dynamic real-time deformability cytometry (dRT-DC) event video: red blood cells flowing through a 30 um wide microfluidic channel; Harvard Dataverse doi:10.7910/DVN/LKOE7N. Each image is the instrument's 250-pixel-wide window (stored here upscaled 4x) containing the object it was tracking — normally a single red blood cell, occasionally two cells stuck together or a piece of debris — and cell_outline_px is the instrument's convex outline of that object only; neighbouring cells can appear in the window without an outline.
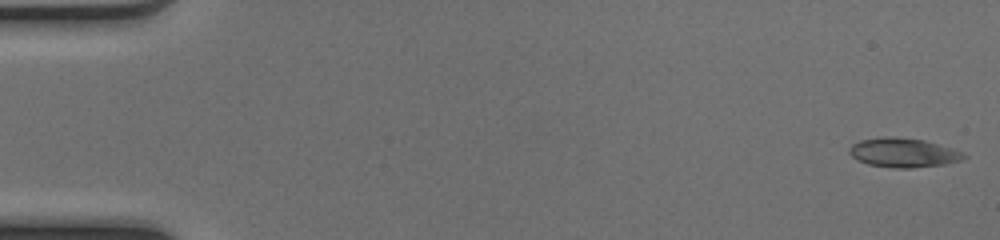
{"species": "common noctule bat (a hibernating species)", "species_latin": "Nyctalus noctula", "temperature_condition": "cold", "stored_images_in_passage": 50, "camera_frame_rate_fps": 3000, "um_per_image_px": 0.085, "animal": {"sex": "female", "body_mass_g": 17.0, "forearm_length_mm": 48.0}, "frame": {"image": 1, "passage_image": 1, "time_ms": 0.0, "image_size_px": [1000, 240], "cell_outline_px": [[968, 156], [960, 160], [944, 164], [912, 168], [892, 168], [868, 164], [856, 160], [848, 152], [848, 148], [852, 144], [860, 140], [884, 136], [892, 136], [924, 140], [964, 152]], "centroid_in_image_um": [76.75, 12.97], "position_along_channel_um": 8.3, "area_um2": 19.59}}
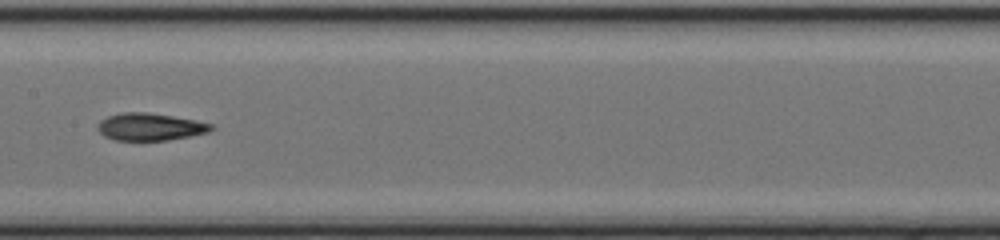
{"frame": {"image": 2, "passage_image": 26, "time_ms": 8.333, "image_size_px": [1000, 240], "cell_outline_px": [[216, 128], [208, 132], [168, 140], [116, 140], [104, 136], [96, 128], [100, 120], [108, 116], [124, 112], [144, 112], [172, 116], [196, 120], [212, 124]], "centroid_in_image_um": [12.75, 10.78], "position_along_channel_um": 194.6, "area_um2": 17.98}}
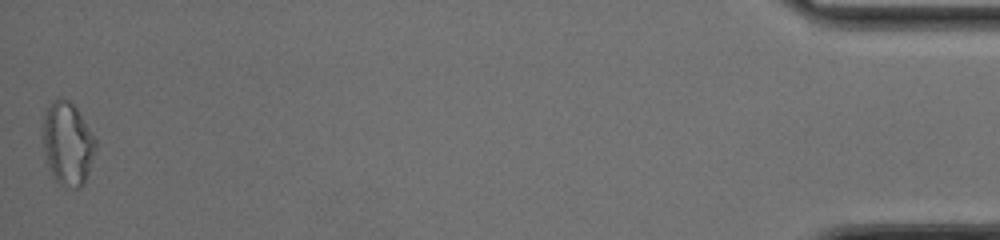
{"frame": {"image": 3, "passage_image": 50, "time_ms": 16.333, "image_size_px": [1000, 240], "cell_outline_px": [[96, 148], [84, 184], [80, 188], [76, 188], [60, 184], [52, 176], [48, 168], [40, 136], [40, 124], [52, 100], [60, 96], [68, 100], [76, 108], [96, 140]], "centroid_in_image_um": [5.69, 12.19], "position_along_channel_um": 429.5, "area_um2": 25.89}, "authors_computed_cell_mechanics": {"area_um2": 18.5827, "velocity_mm_per_s": 4.135, "shape_relaxation_time_tau1_ms": 4.6692, "shape_relaxation_time_tau2_ms": 3.4489, "deformation_change_tau1": 0.1797, "deformation_change_tau2": 0.1071}}